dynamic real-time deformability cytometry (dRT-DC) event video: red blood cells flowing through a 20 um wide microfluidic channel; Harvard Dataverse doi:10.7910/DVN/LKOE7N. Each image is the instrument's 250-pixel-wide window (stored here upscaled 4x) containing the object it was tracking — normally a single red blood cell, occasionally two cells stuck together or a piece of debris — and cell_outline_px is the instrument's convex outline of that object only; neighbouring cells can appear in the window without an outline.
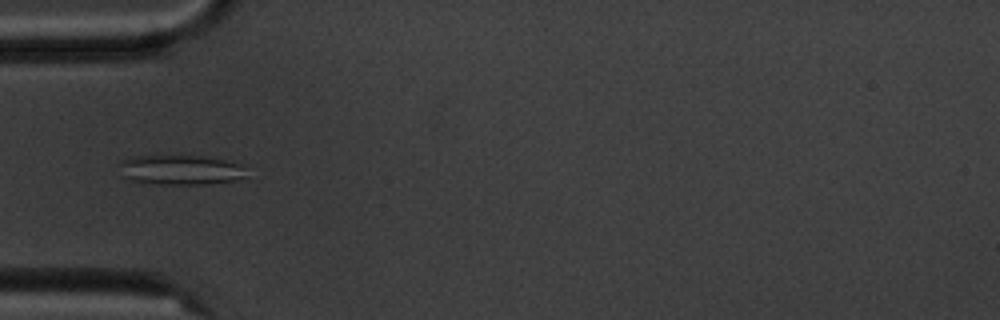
{"species": "common noctule bat (a hibernating species)", "species_latin": "Nyctalus noctula", "temperature_condition": "cold", "stored_images_in_passage": 6, "camera_frame_rate_fps": 3000, "um_per_image_px": 0.085, "animal": {"sex": "male", "body_mass_g": 20.1, "forearm_length_mm": 53.5}, "frame": {"image": 1, "passage_image": 6, "time_ms": 5.667, "image_size_px": [1000, 320], "cell_outline_px": [[244, 176], [240, 180], [208, 184], [140, 184], [120, 176], [120, 160], [132, 156], [156, 152], [192, 152], [224, 160], [236, 164], [244, 168]], "centroid_in_image_um": [15.21, 14.37], "position_along_channel_um": 69.8, "area_um2": 23.99}}